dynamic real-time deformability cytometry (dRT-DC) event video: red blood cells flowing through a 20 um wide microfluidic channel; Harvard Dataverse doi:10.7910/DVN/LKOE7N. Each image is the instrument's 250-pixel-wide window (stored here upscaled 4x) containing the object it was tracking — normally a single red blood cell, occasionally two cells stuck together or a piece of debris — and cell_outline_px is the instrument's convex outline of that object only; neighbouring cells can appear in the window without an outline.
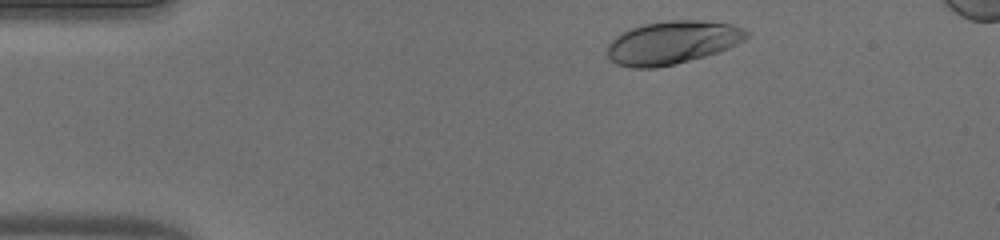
{"species": "human", "species_latin": "Homo sapiens", "temperature_condition": "warm", "stored_images_in_passage": 36, "camera_frame_rate_fps": 3000, "um_per_image_px": 0.085, "donor": {"sex": "male"}, "frame": {"image": 1, "passage_image": 3, "time_ms": 0.667, "image_size_px": [1000, 240], "cell_outline_px": [[752, 32], [744, 40], [720, 52], [676, 64], [656, 68], [632, 68], [616, 64], [608, 56], [608, 44], [616, 36], [632, 28], [644, 24], [668, 20], [704, 20], [732, 24]], "centroid_in_image_um": [57.19, 3.62], "position_along_channel_um": 27.8, "area_um2": 35.14}}
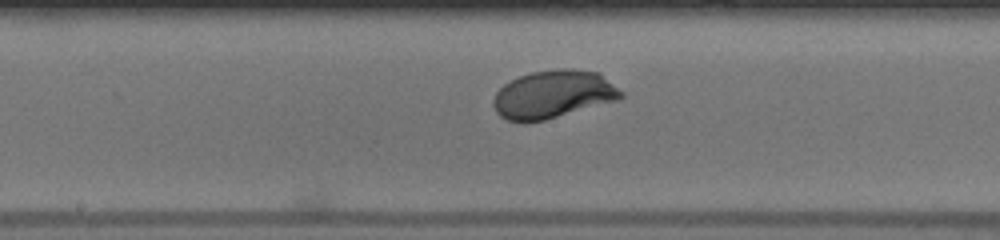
{"frame": {"image": 2, "passage_image": 21, "time_ms": 6.667, "image_size_px": [1000, 240], "cell_outline_px": [[624, 96], [616, 100], [544, 120], [524, 124], [508, 120], [500, 116], [496, 112], [492, 104], [492, 100], [496, 92], [504, 84], [520, 76], [532, 72], [560, 68], [572, 68], [600, 72], [624, 92]], "centroid_in_image_um": [47.01, 8.02], "position_along_channel_um": 201.2, "area_um2": 35.89}}
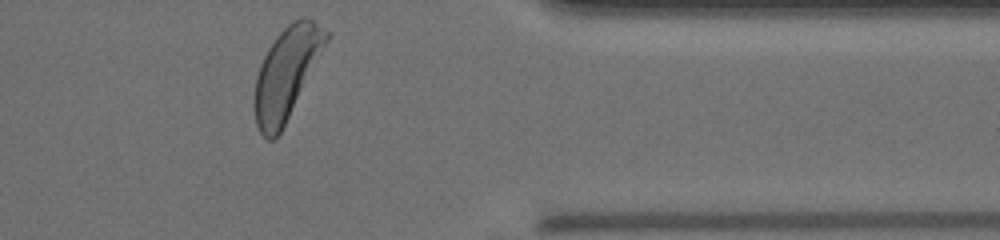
{"frame": {"image": 3, "passage_image": 36, "time_ms": 11.667, "image_size_px": [1000, 240], "cell_outline_px": [[332, 32], [328, 40], [280, 132], [272, 140], [268, 140], [260, 132], [256, 124], [256, 76], [260, 64], [268, 48], [276, 36], [288, 24], [300, 16], [308, 16]], "centroid_in_image_um": [24.38, 6.13], "position_along_channel_um": 387.0, "area_um2": 37.22}, "authors_computed_cell_mechanics": {"area_um2": 34.7089, "velocity_mm_per_s": 4.0235, "shape_relaxation_time_tau1_ms": 1.6767, "shape_relaxation_time_tau2_ms": null, "deformation_change_tau1": 0.1487, "deformation_change_tau2": null}}